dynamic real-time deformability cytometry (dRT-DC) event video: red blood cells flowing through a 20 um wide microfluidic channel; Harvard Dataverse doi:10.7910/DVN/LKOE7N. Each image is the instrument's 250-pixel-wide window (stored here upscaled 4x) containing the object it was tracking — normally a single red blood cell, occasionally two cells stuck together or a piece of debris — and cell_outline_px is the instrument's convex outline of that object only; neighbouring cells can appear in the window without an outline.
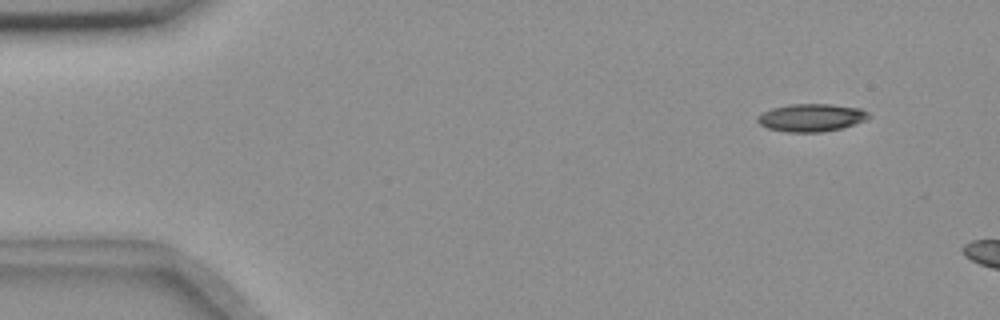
{"species": "common noctule bat (a hibernating species)", "species_latin": "Nyctalus noctula", "temperature_condition": "room temperature", "stored_images_in_passage": 4, "camera_frame_rate_fps": 3000, "um_per_image_px": 0.085, "animal": {"sex": "female", "body_mass_g": 18.4}, "frame": {"image": 1, "passage_image": 2, "time_ms": 1.0, "image_size_px": [1000, 320], "cell_outline_px": [[872, 116], [864, 120], [840, 128], [820, 132], [788, 132], [768, 128], [760, 124], [756, 120], [756, 116], [772, 108], [788, 104], [832, 104], [860, 108], [868, 112]], "centroid_in_image_um": [68.94, 9.99], "position_along_channel_um": 16.1, "area_um2": 17.86}}